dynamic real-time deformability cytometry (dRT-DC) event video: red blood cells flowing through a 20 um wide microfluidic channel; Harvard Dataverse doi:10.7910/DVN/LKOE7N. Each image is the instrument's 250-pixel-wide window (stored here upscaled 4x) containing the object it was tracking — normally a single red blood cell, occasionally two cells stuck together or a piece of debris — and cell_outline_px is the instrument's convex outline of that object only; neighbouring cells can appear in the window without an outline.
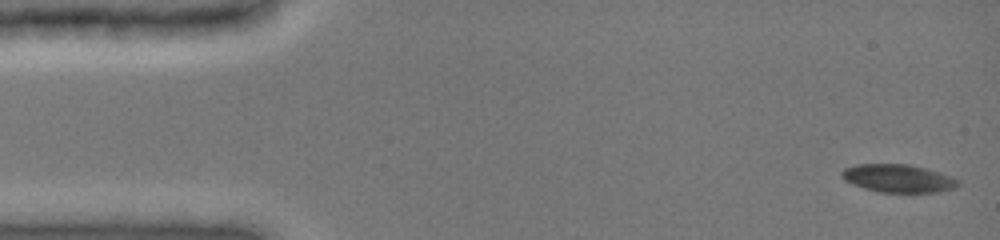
{"species": "common noctule bat (a hibernating species)", "species_latin": "Nyctalus noctula", "temperature_condition": "cold", "stored_images_in_passage": 28, "camera_frame_rate_fps": 3000, "um_per_image_px": 0.085, "animal": {"sex": "female", "body_mass_g": 19.0, "forearm_length_mm": 51.5}, "frame": {"image": 1, "passage_image": 1, "time_ms": 0.0, "image_size_px": [1000, 240], "cell_outline_px": [[960, 184], [956, 188], [936, 192], [880, 192], [864, 188], [852, 184], [844, 180], [840, 176], [840, 172], [844, 168], [856, 164], [908, 164], [940, 172], [960, 180]], "centroid_in_image_um": [76.33, 15.16], "position_along_channel_um": 8.7, "area_um2": 19.07}}
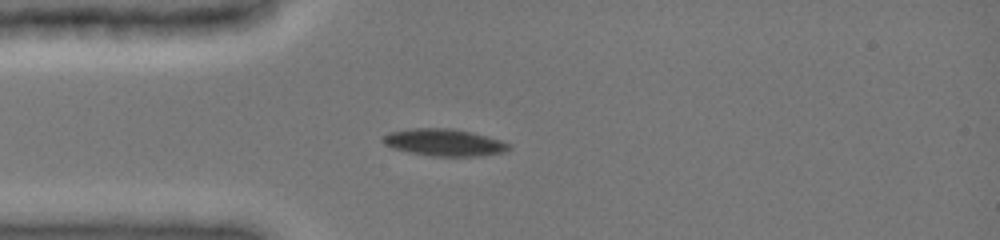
{"frame": {"image": 2, "passage_image": 19, "time_ms": 3.667, "image_size_px": [1000, 240], "cell_outline_px": [[512, 144], [504, 152], [480, 156], [432, 156], [408, 152], [392, 148], [384, 144], [380, 140], [388, 132], [412, 128], [448, 128], [472, 132], [500, 140]], "centroid_in_image_um": [37.72, 12.11], "position_along_channel_um": 47.3, "area_um2": 19.88}}
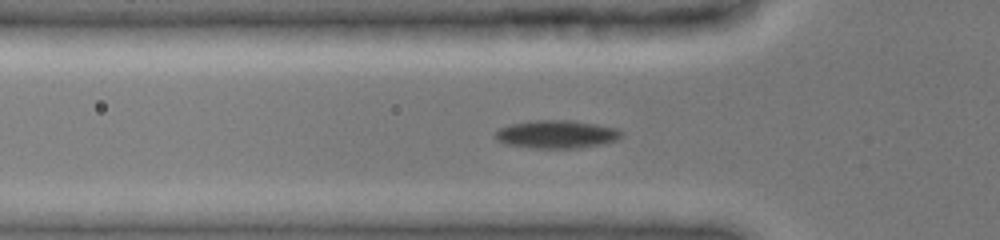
{"frame": {"image": 3, "passage_image": 24, "time_ms": 4.667, "image_size_px": [1000, 240], "cell_outline_px": [[624, 136], [616, 140], [604, 144], [580, 148], [532, 148], [504, 144], [496, 140], [496, 132], [500, 128], [512, 124], [532, 120], [572, 120], [620, 128], [624, 132]], "centroid_in_image_um": [47.38, 11.41], "position_along_channel_um": 78.4, "area_um2": 20.92}}